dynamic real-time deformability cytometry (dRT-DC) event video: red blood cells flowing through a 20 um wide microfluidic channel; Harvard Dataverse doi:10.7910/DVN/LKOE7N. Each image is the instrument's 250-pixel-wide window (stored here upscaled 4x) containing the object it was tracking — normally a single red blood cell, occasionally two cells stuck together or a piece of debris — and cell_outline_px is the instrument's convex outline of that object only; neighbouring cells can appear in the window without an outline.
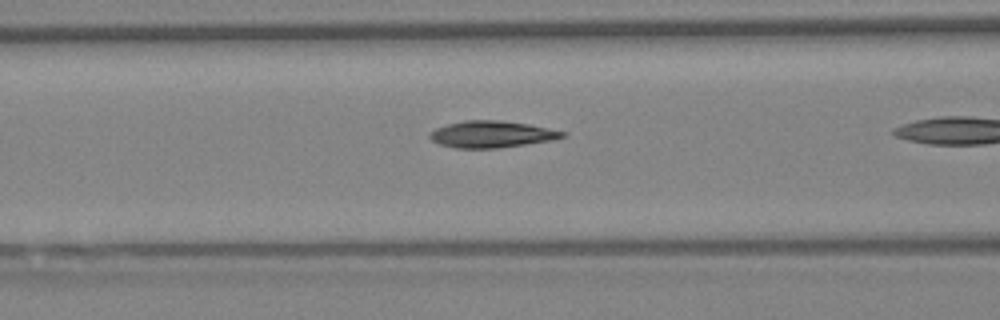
{"species": "Egyptian fruit bat (a non-hibernating species)", "species_latin": "Rousettus aegyptiacus", "temperature_condition": "warm", "stored_images_in_passage": 11, "camera_frame_rate_fps": 3000, "um_per_image_px": 0.085, "animal": {"sex": "female"}, "frame": {"image": 1, "passage_image": 10, "time_ms": 3.0, "image_size_px": [1000, 320], "cell_outline_px": [[568, 132], [564, 136], [552, 140], [496, 148], [456, 148], [440, 144], [432, 140], [428, 136], [428, 132], [436, 128], [448, 124], [464, 120], [500, 120], [528, 124]], "centroid_in_image_um": [41.76, 11.4], "position_along_channel_um": 124.8, "area_um2": 20.52}}